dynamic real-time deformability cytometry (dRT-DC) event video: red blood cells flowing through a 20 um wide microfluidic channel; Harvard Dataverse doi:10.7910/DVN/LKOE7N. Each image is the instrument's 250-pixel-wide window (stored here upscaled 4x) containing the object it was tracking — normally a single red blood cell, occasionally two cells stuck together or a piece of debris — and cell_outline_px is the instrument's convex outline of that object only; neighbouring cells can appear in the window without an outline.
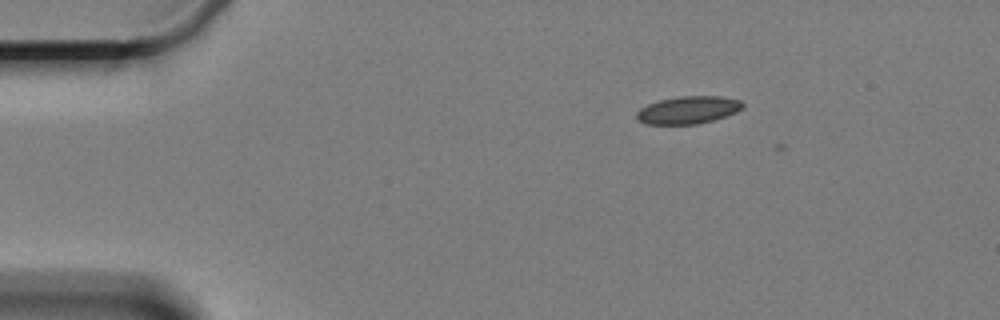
{"species": "Egyptian fruit bat (a non-hibernating species)", "species_latin": "Rousettus aegyptiacus", "temperature_condition": "cold", "stored_images_in_passage": 4, "camera_frame_rate_fps": 3000, "um_per_image_px": 0.085, "animal": {"sex": "female"}, "frame": {"image": 1, "passage_image": 3, "time_ms": 2.333, "image_size_px": [1000, 320], "cell_outline_px": [[744, 108], [736, 112], [712, 120], [696, 124], [644, 124], [636, 120], [636, 112], [640, 108], [648, 104], [660, 100], [680, 96], [720, 96], [740, 100], [744, 104]], "centroid_in_image_um": [58.47, 9.35], "position_along_channel_um": 26.5, "area_um2": 17.05}}